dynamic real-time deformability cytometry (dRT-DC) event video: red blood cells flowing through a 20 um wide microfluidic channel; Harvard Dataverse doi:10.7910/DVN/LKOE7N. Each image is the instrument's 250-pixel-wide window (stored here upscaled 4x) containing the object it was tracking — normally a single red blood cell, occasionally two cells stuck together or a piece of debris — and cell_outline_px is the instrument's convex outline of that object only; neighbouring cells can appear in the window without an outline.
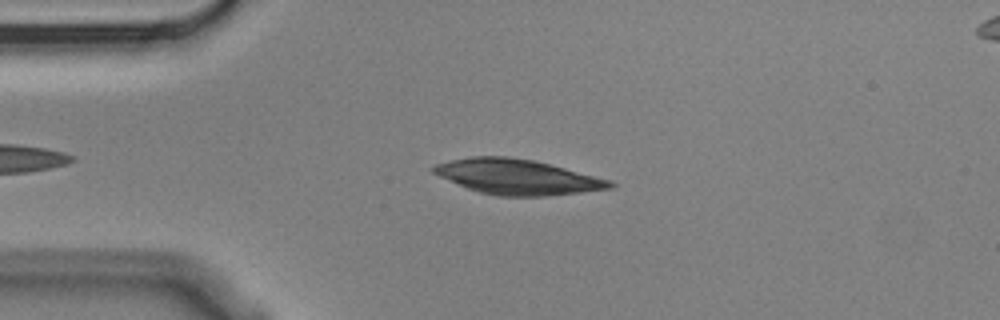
{"species": "Egyptian fruit bat (a non-hibernating species)", "species_latin": "Rousettus aegyptiacus", "temperature_condition": "cold", "stored_images_in_passage": 6, "segment_of_instrument_passage": [1, 2], "camera_frame_rate_fps": 3000, "um_per_image_px": 0.085, "animal": {"sex": "male"}, "frame": {"image": 1, "passage_image": 4, "time_ms": 1.0, "image_size_px": [1000, 320], "cell_outline_px": [[616, 184], [612, 188], [580, 192], [544, 196], [496, 196], [480, 192], [468, 188], [440, 176], [432, 172], [428, 168], [436, 164], [448, 160], [472, 156], [508, 156], [532, 160], [612, 180]], "centroid_in_image_um": [43.95, 15.03], "position_along_channel_um": 41.1, "area_um2": 35.89}}